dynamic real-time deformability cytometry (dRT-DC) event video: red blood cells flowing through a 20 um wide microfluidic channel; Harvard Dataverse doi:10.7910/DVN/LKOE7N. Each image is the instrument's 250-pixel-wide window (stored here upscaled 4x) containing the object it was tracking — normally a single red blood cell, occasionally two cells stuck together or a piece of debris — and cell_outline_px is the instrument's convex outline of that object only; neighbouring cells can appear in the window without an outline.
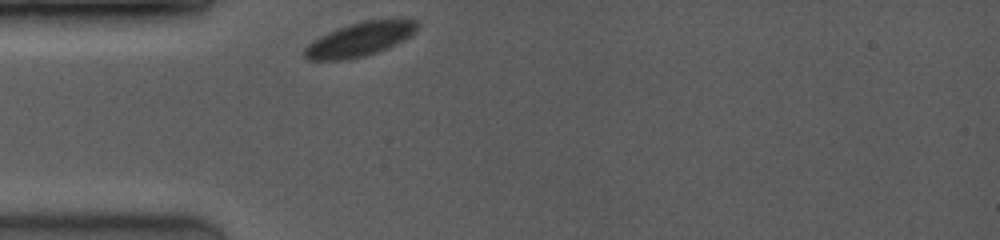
{"species": "common noctule bat (a hibernating species)", "species_latin": "Nyctalus noctula", "temperature_condition": "room temperature", "stored_images_in_passage": 1, "camera_frame_rate_fps": 3500, "um_per_image_px": 0.085, "animal": {"sex": "female", "body_mass_g": 19.0, "forearm_length_mm": 53.3}, "frame": {"image": 1, "passage_image": 1, "time_ms": 0.0, "image_size_px": [1000, 240], "cell_outline_px": [[420, 24], [416, 32], [404, 40], [388, 48], [364, 56], [344, 60], [308, 60], [304, 56], [304, 48], [312, 40], [336, 28], [348, 24], [364, 20], [396, 16], [416, 20]], "centroid_in_image_um": [30.66, 3.29], "position_along_channel_um": 54.3, "area_um2": 23.06}}